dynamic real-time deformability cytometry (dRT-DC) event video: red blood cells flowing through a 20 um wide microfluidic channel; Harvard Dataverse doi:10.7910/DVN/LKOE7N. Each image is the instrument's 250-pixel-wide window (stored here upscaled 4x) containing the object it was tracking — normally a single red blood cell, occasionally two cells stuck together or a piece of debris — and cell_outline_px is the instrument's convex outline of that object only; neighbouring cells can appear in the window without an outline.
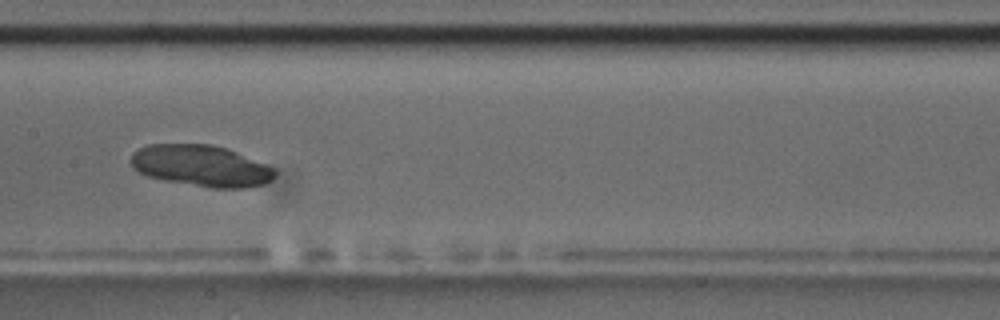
{"species": "common noctule bat (a hibernating species)", "species_latin": "Nyctalus noctula", "temperature_condition": "room temperature", "stored_images_in_passage": 9, "camera_frame_rate_fps": 3000, "um_per_image_px": 0.085, "animal": {"sex": "male", "body_mass_g": 17.5, "forearm_length_mm": 52.3}, "frame": {"image": 1, "passage_image": 8, "time_ms": 8.0, "image_size_px": [1000, 320], "cell_outline_px": [[276, 176], [272, 180], [264, 184], [248, 188], [212, 188], [164, 180], [148, 176], [132, 168], [132, 152], [148, 144], [212, 144], [236, 152], [264, 164], [272, 168], [276, 172]], "centroid_in_image_um": [17.09, 14.1], "position_along_channel_um": 190.3, "area_um2": 34.51}}